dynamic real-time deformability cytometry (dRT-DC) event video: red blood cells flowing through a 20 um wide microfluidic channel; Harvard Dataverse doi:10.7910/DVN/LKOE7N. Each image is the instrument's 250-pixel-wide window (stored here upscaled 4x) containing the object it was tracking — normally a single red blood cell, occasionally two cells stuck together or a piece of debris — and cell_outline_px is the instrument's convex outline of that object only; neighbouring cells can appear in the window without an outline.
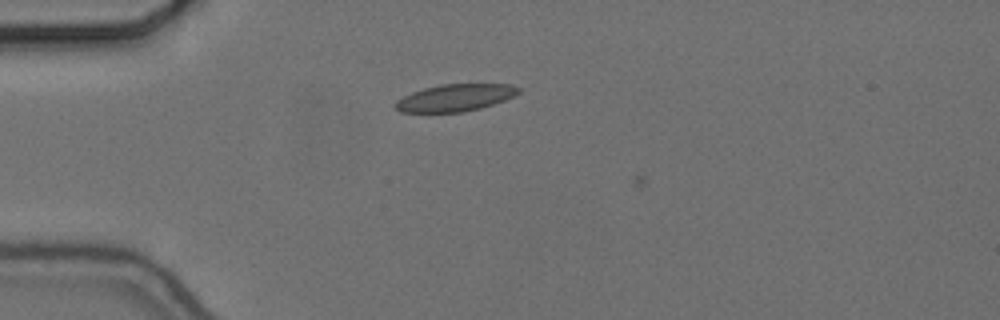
{"species": "common noctule bat (a hibernating species)", "species_latin": "Nyctalus noctula", "temperature_condition": "cold", "stored_images_in_passage": 5, "camera_frame_rate_fps": 3000, "um_per_image_px": 0.085, "animal": {"sex": "female", "body_mass_g": 24.6, "forearm_length_mm": 56.2}, "frame": {"image": 1, "passage_image": 4, "time_ms": 1.0, "image_size_px": [1000, 320], "cell_outline_px": [[520, 92], [504, 100], [480, 108], [464, 112], [400, 112], [392, 104], [396, 100], [412, 92], [424, 88], [440, 84], [512, 84], [520, 88]], "centroid_in_image_um": [38.66, 8.3], "position_along_channel_um": 46.3, "area_um2": 19.42}}